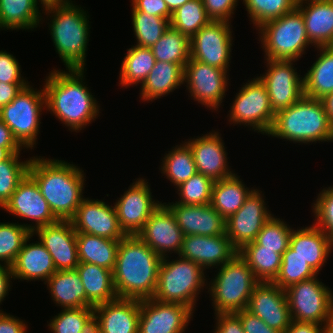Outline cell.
<instances>
[{"label": "cell", "instance_id": "6da1fadb", "mask_svg": "<svg viewBox=\"0 0 333 333\" xmlns=\"http://www.w3.org/2000/svg\"><path fill=\"white\" fill-rule=\"evenodd\" d=\"M53 68L44 79L46 111L76 133L98 118L100 106L84 81V69ZM86 84V85H85Z\"/></svg>", "mask_w": 333, "mask_h": 333}, {"label": "cell", "instance_id": "7a4b0ae2", "mask_svg": "<svg viewBox=\"0 0 333 333\" xmlns=\"http://www.w3.org/2000/svg\"><path fill=\"white\" fill-rule=\"evenodd\" d=\"M28 174L36 181L54 216L58 220H70L85 198L84 170L64 160L34 156Z\"/></svg>", "mask_w": 333, "mask_h": 333}, {"label": "cell", "instance_id": "3957f363", "mask_svg": "<svg viewBox=\"0 0 333 333\" xmlns=\"http://www.w3.org/2000/svg\"><path fill=\"white\" fill-rule=\"evenodd\" d=\"M162 258L139 236L126 235L119 242L113 281L118 298H153Z\"/></svg>", "mask_w": 333, "mask_h": 333}, {"label": "cell", "instance_id": "277c9868", "mask_svg": "<svg viewBox=\"0 0 333 333\" xmlns=\"http://www.w3.org/2000/svg\"><path fill=\"white\" fill-rule=\"evenodd\" d=\"M73 2L42 10L44 15L51 14L48 28L55 50L66 70L85 69L91 28L88 12Z\"/></svg>", "mask_w": 333, "mask_h": 333}, {"label": "cell", "instance_id": "5b68a950", "mask_svg": "<svg viewBox=\"0 0 333 333\" xmlns=\"http://www.w3.org/2000/svg\"><path fill=\"white\" fill-rule=\"evenodd\" d=\"M267 135L295 144L333 142V125L321 100L303 95L296 103L275 114Z\"/></svg>", "mask_w": 333, "mask_h": 333}, {"label": "cell", "instance_id": "8992f818", "mask_svg": "<svg viewBox=\"0 0 333 333\" xmlns=\"http://www.w3.org/2000/svg\"><path fill=\"white\" fill-rule=\"evenodd\" d=\"M215 278L205 287L211 297L214 314L237 313L247 309L253 289L260 282L246 261L236 253L218 267Z\"/></svg>", "mask_w": 333, "mask_h": 333}, {"label": "cell", "instance_id": "52a82bcc", "mask_svg": "<svg viewBox=\"0 0 333 333\" xmlns=\"http://www.w3.org/2000/svg\"><path fill=\"white\" fill-rule=\"evenodd\" d=\"M167 258L169 256L161 260L153 298L161 302L184 304L194 312L197 297L208 284L205 270L194 261L180 256L172 261Z\"/></svg>", "mask_w": 333, "mask_h": 333}, {"label": "cell", "instance_id": "ba28073f", "mask_svg": "<svg viewBox=\"0 0 333 333\" xmlns=\"http://www.w3.org/2000/svg\"><path fill=\"white\" fill-rule=\"evenodd\" d=\"M256 30L265 52L264 59L297 62L312 45L306 34L302 13L297 8L263 23Z\"/></svg>", "mask_w": 333, "mask_h": 333}, {"label": "cell", "instance_id": "9c48e42d", "mask_svg": "<svg viewBox=\"0 0 333 333\" xmlns=\"http://www.w3.org/2000/svg\"><path fill=\"white\" fill-rule=\"evenodd\" d=\"M43 108L46 109L44 88L34 89L29 84L0 109V119L24 149L32 150L36 145Z\"/></svg>", "mask_w": 333, "mask_h": 333}, {"label": "cell", "instance_id": "30bf717a", "mask_svg": "<svg viewBox=\"0 0 333 333\" xmlns=\"http://www.w3.org/2000/svg\"><path fill=\"white\" fill-rule=\"evenodd\" d=\"M247 81L235 95L228 120L230 124L244 125L254 132L267 135L275 117L268 92L258 76Z\"/></svg>", "mask_w": 333, "mask_h": 333}, {"label": "cell", "instance_id": "8fae6325", "mask_svg": "<svg viewBox=\"0 0 333 333\" xmlns=\"http://www.w3.org/2000/svg\"><path fill=\"white\" fill-rule=\"evenodd\" d=\"M317 277L285 289L292 320L324 325L333 313V292Z\"/></svg>", "mask_w": 333, "mask_h": 333}, {"label": "cell", "instance_id": "7c38bea8", "mask_svg": "<svg viewBox=\"0 0 333 333\" xmlns=\"http://www.w3.org/2000/svg\"><path fill=\"white\" fill-rule=\"evenodd\" d=\"M231 23L210 21L190 39V58L229 71L233 40Z\"/></svg>", "mask_w": 333, "mask_h": 333}, {"label": "cell", "instance_id": "4fadbf2b", "mask_svg": "<svg viewBox=\"0 0 333 333\" xmlns=\"http://www.w3.org/2000/svg\"><path fill=\"white\" fill-rule=\"evenodd\" d=\"M228 72L190 58L184 66V83L194 101L218 111L228 90Z\"/></svg>", "mask_w": 333, "mask_h": 333}, {"label": "cell", "instance_id": "5bb4252c", "mask_svg": "<svg viewBox=\"0 0 333 333\" xmlns=\"http://www.w3.org/2000/svg\"><path fill=\"white\" fill-rule=\"evenodd\" d=\"M265 60L267 70L258 77L266 87L271 109L276 114L304 95V77L294 68L295 61Z\"/></svg>", "mask_w": 333, "mask_h": 333}, {"label": "cell", "instance_id": "9a60e30c", "mask_svg": "<svg viewBox=\"0 0 333 333\" xmlns=\"http://www.w3.org/2000/svg\"><path fill=\"white\" fill-rule=\"evenodd\" d=\"M263 197L260 189H254L243 206L225 221V233L237 251L254 242L264 224L273 216Z\"/></svg>", "mask_w": 333, "mask_h": 333}, {"label": "cell", "instance_id": "2e32d148", "mask_svg": "<svg viewBox=\"0 0 333 333\" xmlns=\"http://www.w3.org/2000/svg\"><path fill=\"white\" fill-rule=\"evenodd\" d=\"M135 180L113 204L119 225L126 235H137L162 203L154 200L147 180L144 178Z\"/></svg>", "mask_w": 333, "mask_h": 333}, {"label": "cell", "instance_id": "e0dca14e", "mask_svg": "<svg viewBox=\"0 0 333 333\" xmlns=\"http://www.w3.org/2000/svg\"><path fill=\"white\" fill-rule=\"evenodd\" d=\"M193 313L180 303L140 300L138 333H185Z\"/></svg>", "mask_w": 333, "mask_h": 333}, {"label": "cell", "instance_id": "ac0fdd59", "mask_svg": "<svg viewBox=\"0 0 333 333\" xmlns=\"http://www.w3.org/2000/svg\"><path fill=\"white\" fill-rule=\"evenodd\" d=\"M2 209L23 220L33 221V225L32 223L28 225L31 232L58 221L42 196L36 181L28 173Z\"/></svg>", "mask_w": 333, "mask_h": 333}, {"label": "cell", "instance_id": "d6986e66", "mask_svg": "<svg viewBox=\"0 0 333 333\" xmlns=\"http://www.w3.org/2000/svg\"><path fill=\"white\" fill-rule=\"evenodd\" d=\"M76 233H87L113 240L126 236L121 229L115 207L103 200L84 198L70 219Z\"/></svg>", "mask_w": 333, "mask_h": 333}, {"label": "cell", "instance_id": "ffe728a7", "mask_svg": "<svg viewBox=\"0 0 333 333\" xmlns=\"http://www.w3.org/2000/svg\"><path fill=\"white\" fill-rule=\"evenodd\" d=\"M161 258L168 253H180L184 234L177 224L175 215L165 204L151 214L143 229L137 234Z\"/></svg>", "mask_w": 333, "mask_h": 333}, {"label": "cell", "instance_id": "44dd1931", "mask_svg": "<svg viewBox=\"0 0 333 333\" xmlns=\"http://www.w3.org/2000/svg\"><path fill=\"white\" fill-rule=\"evenodd\" d=\"M246 310L280 332H284L292 321L286 291L274 282H259Z\"/></svg>", "mask_w": 333, "mask_h": 333}, {"label": "cell", "instance_id": "7402d4cb", "mask_svg": "<svg viewBox=\"0 0 333 333\" xmlns=\"http://www.w3.org/2000/svg\"><path fill=\"white\" fill-rule=\"evenodd\" d=\"M32 234H37V239L50 253L57 271L75 270L79 265L76 232L70 220H58Z\"/></svg>", "mask_w": 333, "mask_h": 333}, {"label": "cell", "instance_id": "603a6c76", "mask_svg": "<svg viewBox=\"0 0 333 333\" xmlns=\"http://www.w3.org/2000/svg\"><path fill=\"white\" fill-rule=\"evenodd\" d=\"M219 133L214 130L186 141L192 150L196 171L213 181L222 180L234 174V171L228 167L225 143Z\"/></svg>", "mask_w": 333, "mask_h": 333}, {"label": "cell", "instance_id": "cb8c5ba5", "mask_svg": "<svg viewBox=\"0 0 333 333\" xmlns=\"http://www.w3.org/2000/svg\"><path fill=\"white\" fill-rule=\"evenodd\" d=\"M238 251L232 246L227 234L216 236H184L180 257L194 261L204 270L221 267ZM216 266V267H215Z\"/></svg>", "mask_w": 333, "mask_h": 333}, {"label": "cell", "instance_id": "d4e9b609", "mask_svg": "<svg viewBox=\"0 0 333 333\" xmlns=\"http://www.w3.org/2000/svg\"><path fill=\"white\" fill-rule=\"evenodd\" d=\"M164 203L175 215L177 224L185 236H216L225 234L226 220L210 204Z\"/></svg>", "mask_w": 333, "mask_h": 333}, {"label": "cell", "instance_id": "484cf974", "mask_svg": "<svg viewBox=\"0 0 333 333\" xmlns=\"http://www.w3.org/2000/svg\"><path fill=\"white\" fill-rule=\"evenodd\" d=\"M102 333H138L140 300L116 298L94 306Z\"/></svg>", "mask_w": 333, "mask_h": 333}, {"label": "cell", "instance_id": "4316f807", "mask_svg": "<svg viewBox=\"0 0 333 333\" xmlns=\"http://www.w3.org/2000/svg\"><path fill=\"white\" fill-rule=\"evenodd\" d=\"M289 246L317 274L327 263L333 250V239L314 224L300 229H292Z\"/></svg>", "mask_w": 333, "mask_h": 333}, {"label": "cell", "instance_id": "83f0119b", "mask_svg": "<svg viewBox=\"0 0 333 333\" xmlns=\"http://www.w3.org/2000/svg\"><path fill=\"white\" fill-rule=\"evenodd\" d=\"M35 236L31 234L23 244L15 262L12 264L13 279L27 281L47 280L57 271L52 257L43 244L39 241L30 243Z\"/></svg>", "mask_w": 333, "mask_h": 333}, {"label": "cell", "instance_id": "f1b7e54d", "mask_svg": "<svg viewBox=\"0 0 333 333\" xmlns=\"http://www.w3.org/2000/svg\"><path fill=\"white\" fill-rule=\"evenodd\" d=\"M296 8L302 13L312 46H333V0L305 1Z\"/></svg>", "mask_w": 333, "mask_h": 333}, {"label": "cell", "instance_id": "f546056e", "mask_svg": "<svg viewBox=\"0 0 333 333\" xmlns=\"http://www.w3.org/2000/svg\"><path fill=\"white\" fill-rule=\"evenodd\" d=\"M184 66L177 63L156 61L153 69L140 86L142 101H154L174 92L184 84Z\"/></svg>", "mask_w": 333, "mask_h": 333}, {"label": "cell", "instance_id": "4dcf8cb0", "mask_svg": "<svg viewBox=\"0 0 333 333\" xmlns=\"http://www.w3.org/2000/svg\"><path fill=\"white\" fill-rule=\"evenodd\" d=\"M76 270L86 293V307L94 308L117 298L113 271L91 263H79Z\"/></svg>", "mask_w": 333, "mask_h": 333}, {"label": "cell", "instance_id": "1f68e13d", "mask_svg": "<svg viewBox=\"0 0 333 333\" xmlns=\"http://www.w3.org/2000/svg\"><path fill=\"white\" fill-rule=\"evenodd\" d=\"M46 283L53 302L61 309L86 307V293L76 269L56 271Z\"/></svg>", "mask_w": 333, "mask_h": 333}, {"label": "cell", "instance_id": "d6a6232c", "mask_svg": "<svg viewBox=\"0 0 333 333\" xmlns=\"http://www.w3.org/2000/svg\"><path fill=\"white\" fill-rule=\"evenodd\" d=\"M243 180L233 174L222 180L214 181L212 186L210 205L227 220L232 214L236 213L244 201L254 190V188L245 187Z\"/></svg>", "mask_w": 333, "mask_h": 333}, {"label": "cell", "instance_id": "836d02e7", "mask_svg": "<svg viewBox=\"0 0 333 333\" xmlns=\"http://www.w3.org/2000/svg\"><path fill=\"white\" fill-rule=\"evenodd\" d=\"M80 263H91L113 271L120 240L76 233Z\"/></svg>", "mask_w": 333, "mask_h": 333}, {"label": "cell", "instance_id": "e575fe53", "mask_svg": "<svg viewBox=\"0 0 333 333\" xmlns=\"http://www.w3.org/2000/svg\"><path fill=\"white\" fill-rule=\"evenodd\" d=\"M318 58L304 74V96L321 99L333 92V46L316 47Z\"/></svg>", "mask_w": 333, "mask_h": 333}, {"label": "cell", "instance_id": "d590c367", "mask_svg": "<svg viewBox=\"0 0 333 333\" xmlns=\"http://www.w3.org/2000/svg\"><path fill=\"white\" fill-rule=\"evenodd\" d=\"M38 5L36 0H0V30H34L40 27L44 20Z\"/></svg>", "mask_w": 333, "mask_h": 333}, {"label": "cell", "instance_id": "8d00e7d4", "mask_svg": "<svg viewBox=\"0 0 333 333\" xmlns=\"http://www.w3.org/2000/svg\"><path fill=\"white\" fill-rule=\"evenodd\" d=\"M260 282H273L278 276L282 255L277 249L263 248L255 242H250L238 250Z\"/></svg>", "mask_w": 333, "mask_h": 333}, {"label": "cell", "instance_id": "74e56055", "mask_svg": "<svg viewBox=\"0 0 333 333\" xmlns=\"http://www.w3.org/2000/svg\"><path fill=\"white\" fill-rule=\"evenodd\" d=\"M155 57L151 48L140 47L137 45L127 49L122 63L119 76V85L130 87L142 83L147 78L155 65Z\"/></svg>", "mask_w": 333, "mask_h": 333}, {"label": "cell", "instance_id": "f35d334b", "mask_svg": "<svg viewBox=\"0 0 333 333\" xmlns=\"http://www.w3.org/2000/svg\"><path fill=\"white\" fill-rule=\"evenodd\" d=\"M160 171L175 188L197 173L192 150L185 141L165 154Z\"/></svg>", "mask_w": 333, "mask_h": 333}, {"label": "cell", "instance_id": "ab89813d", "mask_svg": "<svg viewBox=\"0 0 333 333\" xmlns=\"http://www.w3.org/2000/svg\"><path fill=\"white\" fill-rule=\"evenodd\" d=\"M151 50L156 61L185 65L190 59V39L170 26Z\"/></svg>", "mask_w": 333, "mask_h": 333}, {"label": "cell", "instance_id": "60d3db41", "mask_svg": "<svg viewBox=\"0 0 333 333\" xmlns=\"http://www.w3.org/2000/svg\"><path fill=\"white\" fill-rule=\"evenodd\" d=\"M210 21L202 0H190L172 13L170 26L191 39Z\"/></svg>", "mask_w": 333, "mask_h": 333}, {"label": "cell", "instance_id": "b9f144b4", "mask_svg": "<svg viewBox=\"0 0 333 333\" xmlns=\"http://www.w3.org/2000/svg\"><path fill=\"white\" fill-rule=\"evenodd\" d=\"M131 14L137 46L151 48L170 27V21L166 18L142 11H132Z\"/></svg>", "mask_w": 333, "mask_h": 333}, {"label": "cell", "instance_id": "7bdbcfd3", "mask_svg": "<svg viewBox=\"0 0 333 333\" xmlns=\"http://www.w3.org/2000/svg\"><path fill=\"white\" fill-rule=\"evenodd\" d=\"M31 234L28 223L0 222V265L11 267Z\"/></svg>", "mask_w": 333, "mask_h": 333}, {"label": "cell", "instance_id": "ee69618b", "mask_svg": "<svg viewBox=\"0 0 333 333\" xmlns=\"http://www.w3.org/2000/svg\"><path fill=\"white\" fill-rule=\"evenodd\" d=\"M318 274L289 246L282 254V262L278 276L273 281L281 289L311 279Z\"/></svg>", "mask_w": 333, "mask_h": 333}, {"label": "cell", "instance_id": "f6af8a7d", "mask_svg": "<svg viewBox=\"0 0 333 333\" xmlns=\"http://www.w3.org/2000/svg\"><path fill=\"white\" fill-rule=\"evenodd\" d=\"M20 155L12 154L7 160L0 162V208L9 201L20 181L28 173L31 158L22 161Z\"/></svg>", "mask_w": 333, "mask_h": 333}, {"label": "cell", "instance_id": "bcb514c9", "mask_svg": "<svg viewBox=\"0 0 333 333\" xmlns=\"http://www.w3.org/2000/svg\"><path fill=\"white\" fill-rule=\"evenodd\" d=\"M242 1V0H241ZM255 29L263 23L280 18L297 7L296 0H243Z\"/></svg>", "mask_w": 333, "mask_h": 333}, {"label": "cell", "instance_id": "7dc6e473", "mask_svg": "<svg viewBox=\"0 0 333 333\" xmlns=\"http://www.w3.org/2000/svg\"><path fill=\"white\" fill-rule=\"evenodd\" d=\"M292 229L289 224L273 215L264 224L254 242L263 248L277 249V253L282 255L289 247Z\"/></svg>", "mask_w": 333, "mask_h": 333}, {"label": "cell", "instance_id": "c3c4849f", "mask_svg": "<svg viewBox=\"0 0 333 333\" xmlns=\"http://www.w3.org/2000/svg\"><path fill=\"white\" fill-rule=\"evenodd\" d=\"M213 184L211 178L197 172L177 187L176 192L180 198L175 202L186 205L210 204Z\"/></svg>", "mask_w": 333, "mask_h": 333}, {"label": "cell", "instance_id": "681fc988", "mask_svg": "<svg viewBox=\"0 0 333 333\" xmlns=\"http://www.w3.org/2000/svg\"><path fill=\"white\" fill-rule=\"evenodd\" d=\"M93 314L94 308L90 307L62 309L47 326L53 333H80Z\"/></svg>", "mask_w": 333, "mask_h": 333}, {"label": "cell", "instance_id": "f907efd6", "mask_svg": "<svg viewBox=\"0 0 333 333\" xmlns=\"http://www.w3.org/2000/svg\"><path fill=\"white\" fill-rule=\"evenodd\" d=\"M312 204L313 224L333 239V185L323 188Z\"/></svg>", "mask_w": 333, "mask_h": 333}, {"label": "cell", "instance_id": "816d5d0a", "mask_svg": "<svg viewBox=\"0 0 333 333\" xmlns=\"http://www.w3.org/2000/svg\"><path fill=\"white\" fill-rule=\"evenodd\" d=\"M0 82L28 83L21 74V65L18 60L6 50L0 51Z\"/></svg>", "mask_w": 333, "mask_h": 333}, {"label": "cell", "instance_id": "f5cc1de1", "mask_svg": "<svg viewBox=\"0 0 333 333\" xmlns=\"http://www.w3.org/2000/svg\"><path fill=\"white\" fill-rule=\"evenodd\" d=\"M239 0H202L206 15L211 21L231 22ZM230 20V21H229Z\"/></svg>", "mask_w": 333, "mask_h": 333}, {"label": "cell", "instance_id": "db71d44e", "mask_svg": "<svg viewBox=\"0 0 333 333\" xmlns=\"http://www.w3.org/2000/svg\"><path fill=\"white\" fill-rule=\"evenodd\" d=\"M132 11H142L152 16L171 20L172 13L164 0H131Z\"/></svg>", "mask_w": 333, "mask_h": 333}, {"label": "cell", "instance_id": "11a10c76", "mask_svg": "<svg viewBox=\"0 0 333 333\" xmlns=\"http://www.w3.org/2000/svg\"><path fill=\"white\" fill-rule=\"evenodd\" d=\"M235 314L240 318L245 333H283L270 328L262 319L253 315L246 309Z\"/></svg>", "mask_w": 333, "mask_h": 333}, {"label": "cell", "instance_id": "9f6ffc18", "mask_svg": "<svg viewBox=\"0 0 333 333\" xmlns=\"http://www.w3.org/2000/svg\"><path fill=\"white\" fill-rule=\"evenodd\" d=\"M216 326L213 333H245L240 318L235 313L214 314Z\"/></svg>", "mask_w": 333, "mask_h": 333}, {"label": "cell", "instance_id": "6f0895ef", "mask_svg": "<svg viewBox=\"0 0 333 333\" xmlns=\"http://www.w3.org/2000/svg\"><path fill=\"white\" fill-rule=\"evenodd\" d=\"M28 324L10 313L0 312V333H27Z\"/></svg>", "mask_w": 333, "mask_h": 333}, {"label": "cell", "instance_id": "680465c9", "mask_svg": "<svg viewBox=\"0 0 333 333\" xmlns=\"http://www.w3.org/2000/svg\"><path fill=\"white\" fill-rule=\"evenodd\" d=\"M0 146L6 147L12 154L21 153L20 151L24 149L14 138L11 129L1 119H0Z\"/></svg>", "mask_w": 333, "mask_h": 333}, {"label": "cell", "instance_id": "91938a15", "mask_svg": "<svg viewBox=\"0 0 333 333\" xmlns=\"http://www.w3.org/2000/svg\"><path fill=\"white\" fill-rule=\"evenodd\" d=\"M29 83H3L0 82V109L9 104L22 88L28 86Z\"/></svg>", "mask_w": 333, "mask_h": 333}, {"label": "cell", "instance_id": "94428289", "mask_svg": "<svg viewBox=\"0 0 333 333\" xmlns=\"http://www.w3.org/2000/svg\"><path fill=\"white\" fill-rule=\"evenodd\" d=\"M283 333H324L321 324L292 320L290 326Z\"/></svg>", "mask_w": 333, "mask_h": 333}, {"label": "cell", "instance_id": "6125c7cd", "mask_svg": "<svg viewBox=\"0 0 333 333\" xmlns=\"http://www.w3.org/2000/svg\"><path fill=\"white\" fill-rule=\"evenodd\" d=\"M11 280H13V273L12 268L7 265H0V304H2L6 295H8V291H10L11 287ZM0 312L2 309H0Z\"/></svg>", "mask_w": 333, "mask_h": 333}, {"label": "cell", "instance_id": "be15d7a7", "mask_svg": "<svg viewBox=\"0 0 333 333\" xmlns=\"http://www.w3.org/2000/svg\"><path fill=\"white\" fill-rule=\"evenodd\" d=\"M80 333H102L99 319L93 314L84 324Z\"/></svg>", "mask_w": 333, "mask_h": 333}, {"label": "cell", "instance_id": "e7e4bbea", "mask_svg": "<svg viewBox=\"0 0 333 333\" xmlns=\"http://www.w3.org/2000/svg\"><path fill=\"white\" fill-rule=\"evenodd\" d=\"M320 100L324 106V110L328 116V120L333 125V92L325 95Z\"/></svg>", "mask_w": 333, "mask_h": 333}, {"label": "cell", "instance_id": "03108f58", "mask_svg": "<svg viewBox=\"0 0 333 333\" xmlns=\"http://www.w3.org/2000/svg\"><path fill=\"white\" fill-rule=\"evenodd\" d=\"M37 3L42 6L41 8H48L51 6H57V5H65L68 4L70 2H72V0H36Z\"/></svg>", "mask_w": 333, "mask_h": 333}, {"label": "cell", "instance_id": "003e7915", "mask_svg": "<svg viewBox=\"0 0 333 333\" xmlns=\"http://www.w3.org/2000/svg\"><path fill=\"white\" fill-rule=\"evenodd\" d=\"M171 13H174L180 6L190 0H164Z\"/></svg>", "mask_w": 333, "mask_h": 333}, {"label": "cell", "instance_id": "a7ac6f4b", "mask_svg": "<svg viewBox=\"0 0 333 333\" xmlns=\"http://www.w3.org/2000/svg\"><path fill=\"white\" fill-rule=\"evenodd\" d=\"M324 333H333V313L330 315L329 319L323 325Z\"/></svg>", "mask_w": 333, "mask_h": 333}, {"label": "cell", "instance_id": "89a4df30", "mask_svg": "<svg viewBox=\"0 0 333 333\" xmlns=\"http://www.w3.org/2000/svg\"><path fill=\"white\" fill-rule=\"evenodd\" d=\"M12 153L6 148L0 146V162L7 160Z\"/></svg>", "mask_w": 333, "mask_h": 333}, {"label": "cell", "instance_id": "2644e50d", "mask_svg": "<svg viewBox=\"0 0 333 333\" xmlns=\"http://www.w3.org/2000/svg\"><path fill=\"white\" fill-rule=\"evenodd\" d=\"M297 3H302V2H305V1H315V0H296Z\"/></svg>", "mask_w": 333, "mask_h": 333}]
</instances>
